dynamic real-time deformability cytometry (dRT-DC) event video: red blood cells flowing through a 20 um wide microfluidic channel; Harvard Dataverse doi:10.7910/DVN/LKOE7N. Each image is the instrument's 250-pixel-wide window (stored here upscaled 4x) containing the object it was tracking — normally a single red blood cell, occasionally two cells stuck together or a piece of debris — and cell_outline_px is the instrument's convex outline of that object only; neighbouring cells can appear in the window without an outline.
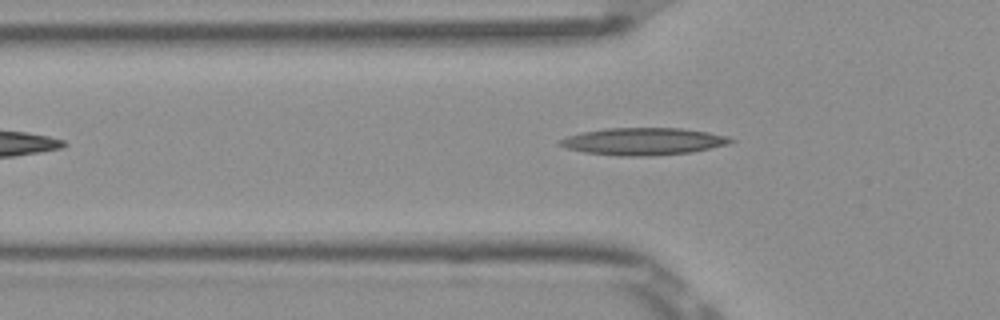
{"species": "Egyptian fruit bat (a non-hibernating species)", "species_latin": "Rousettus aegyptiacus", "temperature_condition": "room temperature", "stored_images_in_passage": 5, "camera_frame_rate_fps": 3000, "um_per_image_px": 0.085, "frame": {"image": 1, "passage_image": 5, "time_ms": 1.333, "image_size_px": [1000, 320], "cell_outline_px": [[736, 140], [728, 144], [692, 152], [652, 156], [616, 156], [584, 152], [568, 148], [556, 144], [556, 140], [568, 136], [584, 132], [604, 128], [680, 128], [708, 132], [728, 136]], "centroid_in_image_um": [54.67, 12.02], "position_along_channel_um": 71.1, "area_um2": 27.22}}